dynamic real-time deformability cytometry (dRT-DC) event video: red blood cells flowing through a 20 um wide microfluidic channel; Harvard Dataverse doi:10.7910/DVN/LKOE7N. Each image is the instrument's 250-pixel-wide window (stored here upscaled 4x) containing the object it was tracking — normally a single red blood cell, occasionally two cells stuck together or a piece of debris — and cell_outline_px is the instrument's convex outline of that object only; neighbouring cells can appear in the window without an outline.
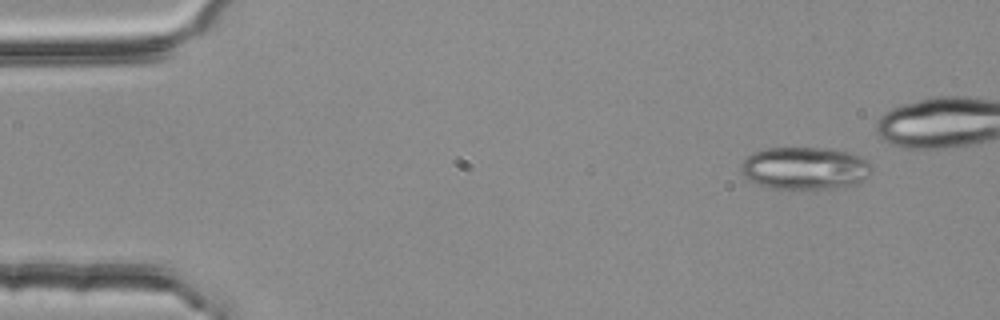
{"species": "common noctule bat (a hibernating species)", "species_latin": "Nyctalus noctula", "temperature_condition": "room temperature", "stored_images_in_passage": 4, "camera_frame_rate_fps": 3000, "um_per_image_px": 0.085, "animal": {"sex": "female", "body_mass_g": 25.1}, "frame": {"image": 1, "passage_image": 1, "time_ms": 0.0, "image_size_px": [1000, 320], "cell_outline_px": [[872, 168], [868, 176], [864, 180], [852, 184], [832, 188], [772, 188], [748, 180], [740, 172], [740, 164], [752, 152], [768, 148], [832, 148], [852, 152], [868, 160]], "centroid_in_image_um": [68.42, 14.27], "position_along_channel_um": 16.6, "area_um2": 32.43}}